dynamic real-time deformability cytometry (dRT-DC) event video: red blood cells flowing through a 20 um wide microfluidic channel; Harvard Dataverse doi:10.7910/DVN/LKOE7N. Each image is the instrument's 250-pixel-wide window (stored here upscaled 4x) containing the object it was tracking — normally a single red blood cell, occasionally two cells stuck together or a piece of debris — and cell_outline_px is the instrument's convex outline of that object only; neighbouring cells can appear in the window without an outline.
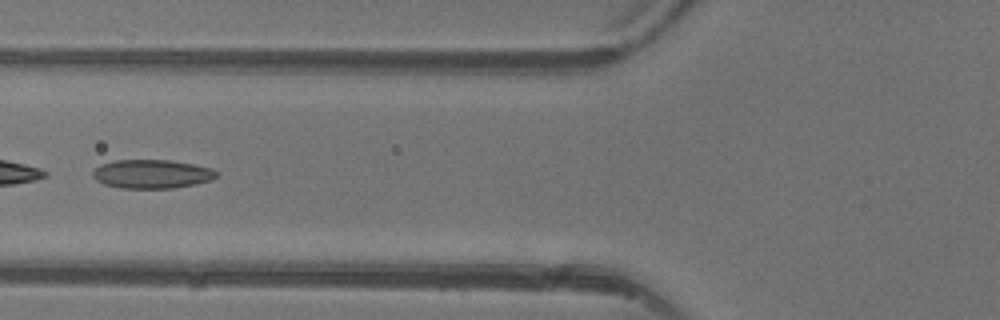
{"species": "common noctule bat (a hibernating species)", "species_latin": "Nyctalus noctula", "temperature_condition": "warm", "stored_images_in_passage": 5, "camera_frame_rate_fps": 3000, "um_per_image_px": 0.085, "animal": {"sex": "female"}, "frame": {"image": 1, "passage_image": 5, "time_ms": 6.0, "image_size_px": [1000, 320], "cell_outline_px": [[220, 176], [212, 180], [196, 184], [172, 188], [120, 188], [104, 184], [96, 180], [92, 176], [92, 172], [100, 164], [116, 160], [172, 160], [196, 164], [212, 168], [220, 172]], "centroid_in_image_um": [12.97, 14.78], "position_along_channel_um": 112.8, "area_um2": 21.1}}